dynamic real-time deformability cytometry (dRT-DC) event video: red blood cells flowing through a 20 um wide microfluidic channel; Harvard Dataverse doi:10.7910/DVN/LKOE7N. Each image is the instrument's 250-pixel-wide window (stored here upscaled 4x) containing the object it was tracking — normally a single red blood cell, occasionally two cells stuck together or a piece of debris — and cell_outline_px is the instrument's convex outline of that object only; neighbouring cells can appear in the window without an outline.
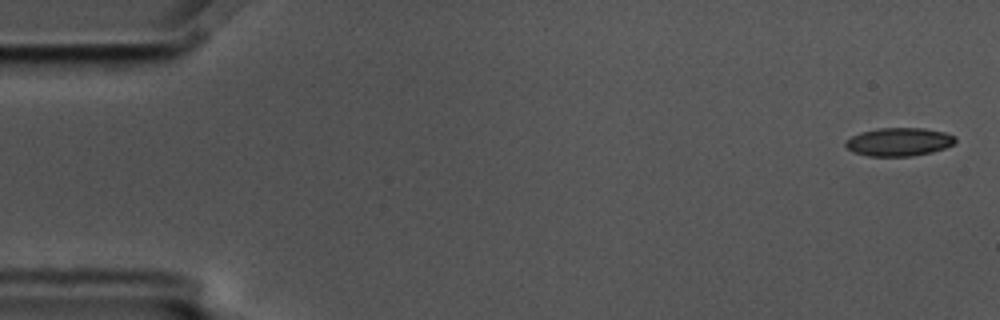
{"species": "common noctule bat (a hibernating species)", "species_latin": "Nyctalus noctula", "temperature_condition": "cold", "stored_images_in_passage": 5, "camera_frame_rate_fps": 3000, "um_per_image_px": 0.085, "animal": {"sex": "male", "body_mass_g": 17.5, "forearm_length_mm": 52.3}, "frame": {"image": 1, "passage_image": 1, "time_ms": 0.0, "image_size_px": [1000, 320], "cell_outline_px": [[956, 140], [952, 144], [944, 148], [932, 152], [912, 156], [868, 156], [852, 152], [844, 144], [844, 140], [860, 132], [876, 128], [924, 128], [944, 132], [956, 136]], "centroid_in_image_um": [76.38, 12.05], "position_along_channel_um": 8.6, "area_um2": 18.21}}
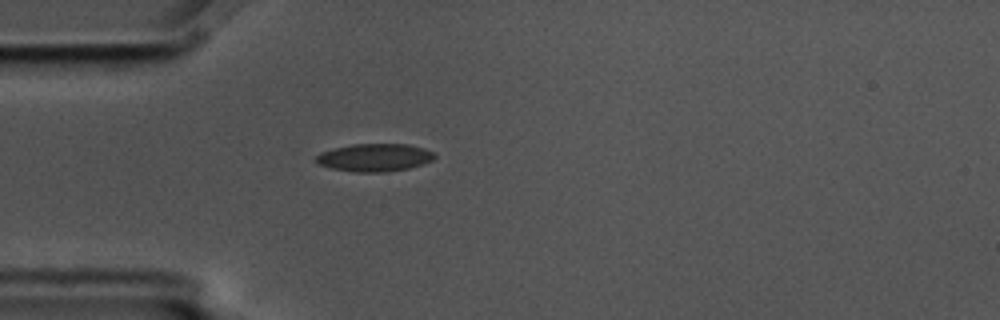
{"frame": {"image": 2, "passage_image": 5, "time_ms": 1.333, "image_size_px": [1000, 320], "cell_outline_px": [[436, 156], [432, 160], [424, 164], [408, 168], [384, 172], [352, 172], [332, 168], [320, 164], [312, 160], [320, 152], [332, 148], [352, 144], [408, 144], [424, 148], [432, 152]], "centroid_in_image_um": [31.81, 13.38], "position_along_channel_um": 53.2, "area_um2": 19.31}}